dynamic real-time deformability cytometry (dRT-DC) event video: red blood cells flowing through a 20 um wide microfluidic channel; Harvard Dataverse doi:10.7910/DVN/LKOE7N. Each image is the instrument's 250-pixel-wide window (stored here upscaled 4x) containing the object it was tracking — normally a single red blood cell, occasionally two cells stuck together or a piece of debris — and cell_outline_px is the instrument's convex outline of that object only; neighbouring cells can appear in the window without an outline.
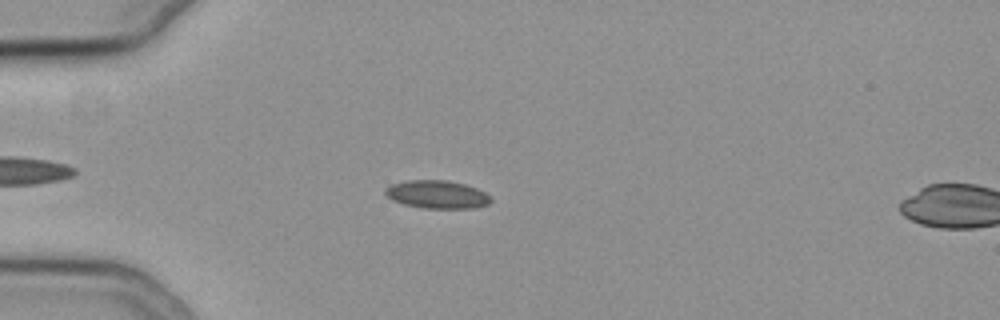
{"species": "common noctule bat (a hibernating species)", "species_latin": "Nyctalus noctula", "temperature_condition": "cold", "stored_images_in_passage": 49, "camera_frame_rate_fps": 3000, "um_per_image_px": 0.085, "animal": {"sex": "female", "body_mass_g": 19.3, "forearm_length_mm": 54.1}, "frame": {"image": 1, "passage_image": 9, "time_ms": 2.667, "image_size_px": [1000, 320], "cell_outline_px": [[492, 200], [488, 204], [476, 208], [424, 208], [404, 204], [392, 200], [384, 192], [384, 188], [392, 184], [408, 180], [448, 180], [464, 184], [476, 188], [492, 196]], "centroid_in_image_um": [37.17, 16.53], "position_along_channel_um": 47.8, "area_um2": 17.28}}
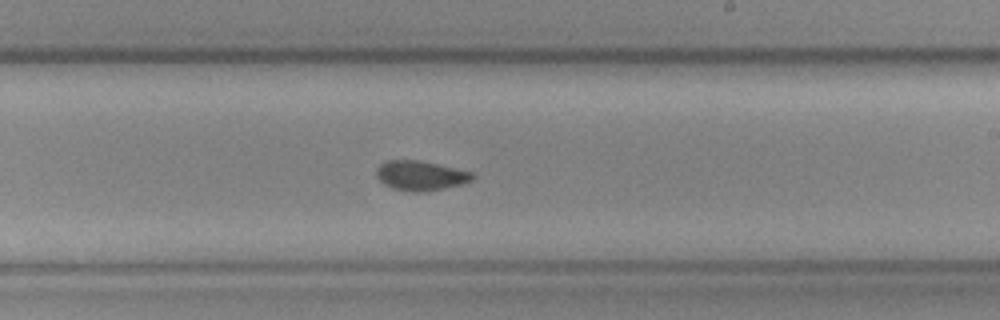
{"frame": {"image": 2, "passage_image": 27, "time_ms": 8.667, "image_size_px": [1000, 320], "cell_outline_px": [[476, 176], [472, 180], [460, 184], [420, 192], [412, 192], [392, 188], [384, 184], [376, 176], [376, 168], [380, 164], [388, 160], [420, 160], [472, 172]], "centroid_in_image_um": [35.71, 14.91], "position_along_channel_um": 253.3, "area_um2": 16.42}}
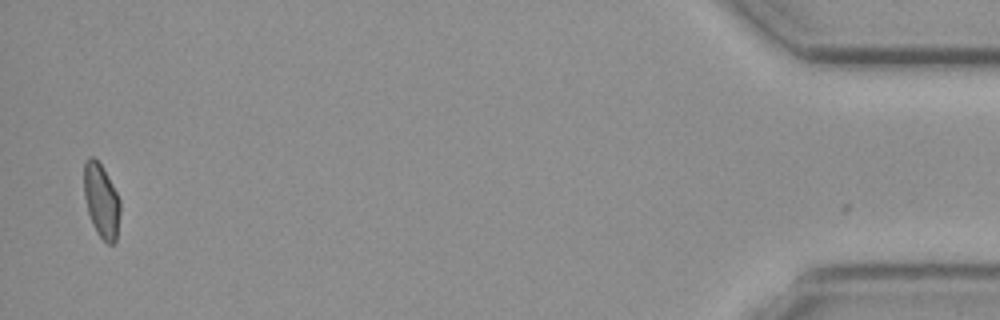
{"frame": {"image": 3, "passage_image": 48, "time_ms": 15.667, "image_size_px": [1000, 320], "cell_outline_px": [[120, 212], [116, 240], [112, 244], [108, 244], [96, 232], [92, 224], [88, 212], [84, 196], [84, 160], [88, 156], [92, 156], [100, 164], [112, 184], [120, 200]], "centroid_in_image_um": [8.6, 17.06], "position_along_channel_um": 426.6, "area_um2": 15.49}}